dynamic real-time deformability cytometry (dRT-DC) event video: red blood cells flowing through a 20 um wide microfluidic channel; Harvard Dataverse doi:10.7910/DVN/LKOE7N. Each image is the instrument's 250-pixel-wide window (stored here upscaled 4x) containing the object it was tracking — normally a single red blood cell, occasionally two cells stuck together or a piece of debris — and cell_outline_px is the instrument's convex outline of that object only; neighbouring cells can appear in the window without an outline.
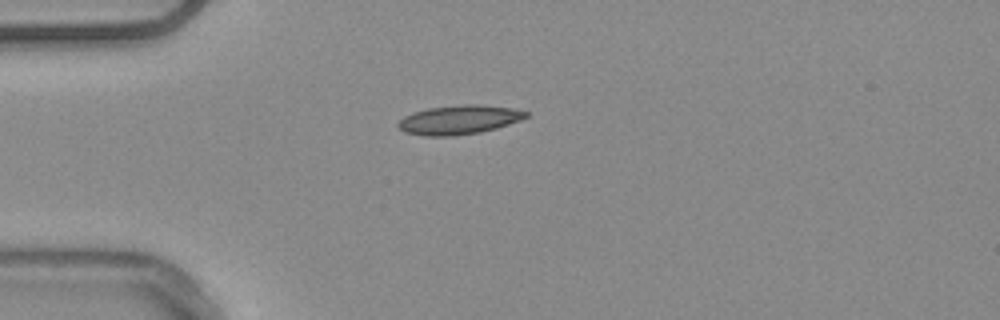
{"species": "common noctule bat (a hibernating species)", "species_latin": "Nyctalus noctula", "temperature_condition": "warm", "stored_images_in_passage": 36, "camera_frame_rate_fps": 3000, "um_per_image_px": 0.085, "animal": {"sex": "male", "body_mass_g": 20.4}, "frame": {"image": 1, "passage_image": 1, "time_ms": 0.0, "image_size_px": [1000, 320], "cell_outline_px": [[528, 116], [520, 120], [496, 128], [480, 132], [452, 136], [424, 136], [404, 132], [396, 124], [404, 116], [412, 112], [428, 108], [464, 104], [480, 104], [512, 108], [528, 112]], "centroid_in_image_um": [38.99, 10.18], "position_along_channel_um": 46.0, "area_um2": 21.68}}
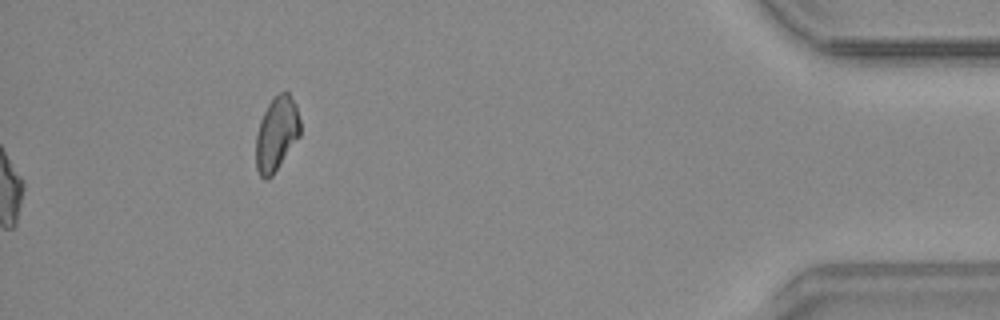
{"frame": {"image": 2, "passage_image": 36, "time_ms": 11.667, "image_size_px": [1000, 320], "cell_outline_px": [[300, 136], [272, 176], [268, 180], [264, 180], [260, 176], [256, 168], [256, 136], [260, 120], [268, 104], [280, 92], [288, 92], [296, 104], [300, 120]], "centroid_in_image_um": [23.51, 11.4], "position_along_channel_um": 411.7, "area_um2": 19.13}, "authors_computed_cell_mechanics": {"area_um2": 19.7387, "velocity_mm_per_s": 3.7874, "shape_relaxation_time_tau1_ms": 8.0338, "shape_relaxation_time_tau2_ms": null, "deformation_change_tau1": 0.1564, "deformation_change_tau2": null}}